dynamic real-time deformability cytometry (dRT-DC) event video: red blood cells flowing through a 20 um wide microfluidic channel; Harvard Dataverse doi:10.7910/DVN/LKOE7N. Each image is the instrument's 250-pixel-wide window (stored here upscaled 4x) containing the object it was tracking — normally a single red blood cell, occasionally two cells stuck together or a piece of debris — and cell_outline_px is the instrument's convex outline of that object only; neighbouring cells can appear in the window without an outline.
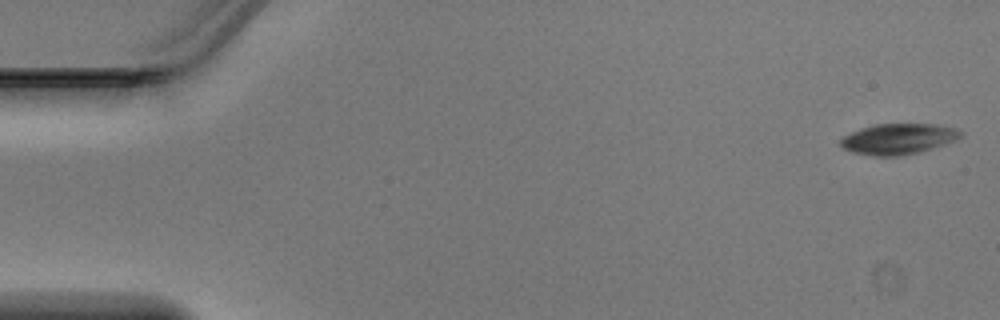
{"species": "Egyptian fruit bat (a non-hibernating species)", "species_latin": "Rousettus aegyptiacus", "temperature_condition": "warm", "stored_images_in_passage": 47, "camera_frame_rate_fps": 3000, "um_per_image_px": 0.085, "animal": {"sex": "male"}, "frame": {"image": 1, "passage_image": 1, "time_ms": 0.0, "image_size_px": [1000, 320], "cell_outline_px": [[964, 132], [956, 140], [944, 144], [916, 152], [896, 156], [876, 156], [852, 152], [840, 148], [840, 140], [844, 136], [860, 128], [872, 124], [936, 124], [956, 128]], "centroid_in_image_um": [76.32, 11.79], "position_along_channel_um": 8.7, "area_um2": 21.39}}
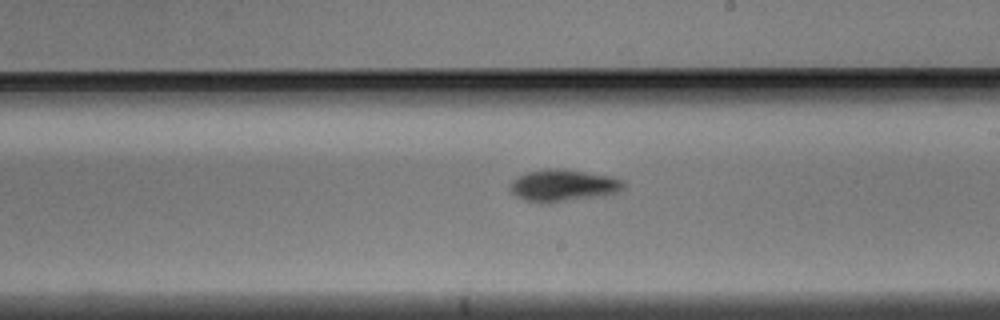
{"frame": {"image": 2, "passage_image": 27, "time_ms": 8.667, "image_size_px": [1000, 320], "cell_outline_px": [[624, 188], [620, 192], [604, 196], [548, 204], [540, 204], [524, 200], [516, 196], [508, 188], [512, 180], [528, 172], [548, 168], [556, 168], [584, 172], [608, 176], [624, 180]], "centroid_in_image_um": [47.87, 15.8], "position_along_channel_um": 241.1, "area_um2": 21.44}}
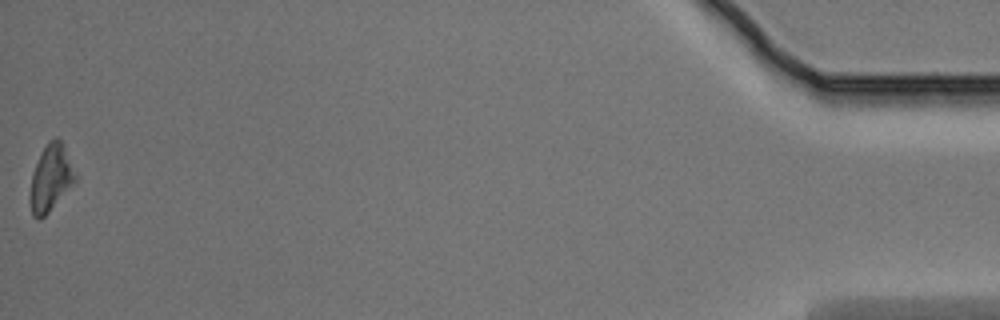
{"frame": {"image": 3, "passage_image": 47, "time_ms": 15.333, "image_size_px": [1000, 320], "cell_outline_px": [[76, 184], [40, 220], [32, 216], [28, 200], [32, 172], [48, 140], [56, 136], [64, 144], [76, 176]], "centroid_in_image_um": [4.31, 15.17], "position_along_channel_um": 430.9, "area_um2": 17.8}}